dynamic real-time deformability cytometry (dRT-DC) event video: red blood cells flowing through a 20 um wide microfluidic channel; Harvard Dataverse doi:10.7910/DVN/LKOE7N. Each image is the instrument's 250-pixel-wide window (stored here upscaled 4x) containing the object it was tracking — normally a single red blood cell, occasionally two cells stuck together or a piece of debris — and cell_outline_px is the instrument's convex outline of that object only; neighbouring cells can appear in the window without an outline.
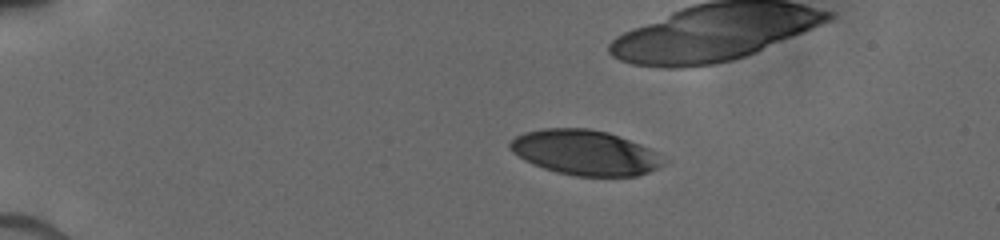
{"species": "human", "species_latin": "Homo sapiens", "temperature_condition": "cold", "stored_images_in_passage": 11, "camera_frame_rate_fps": 3000, "um_per_image_px": 0.085, "donor": {"sex": "male"}, "frame": {"image": 1, "passage_image": 4, "time_ms": 2.333, "image_size_px": [1000, 240], "cell_outline_px": [[668, 160], [664, 164], [648, 172], [636, 176], [576, 176], [556, 172], [532, 164], [524, 160], [512, 152], [508, 148], [508, 144], [516, 136], [524, 132], [544, 128], [588, 128], [608, 132], [620, 136], [640, 144], [656, 152]], "centroid_in_image_um": [49.72, 12.97], "position_along_channel_um": 35.3, "area_um2": 40.4}}
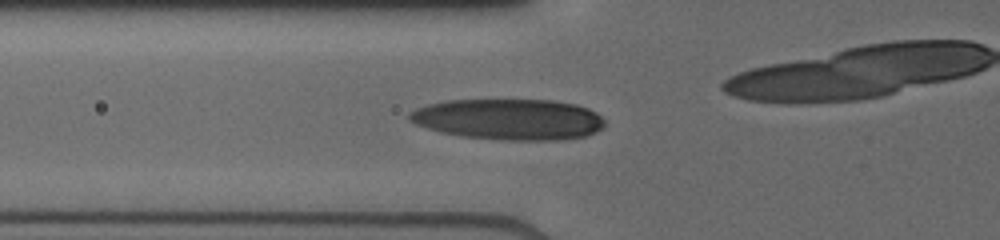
{"frame": {"image": 2, "passage_image": 8, "time_ms": 5.333, "image_size_px": [1000, 240], "cell_outline_px": [[604, 128], [588, 136], [560, 140], [504, 140], [460, 136], [440, 132], [416, 124], [408, 120], [408, 112], [416, 108], [428, 104], [448, 100], [552, 100], [576, 104], [588, 108], [596, 112], [604, 120]], "centroid_in_image_um": [43.26, 10.14], "position_along_channel_um": 82.5, "area_um2": 46.93}}